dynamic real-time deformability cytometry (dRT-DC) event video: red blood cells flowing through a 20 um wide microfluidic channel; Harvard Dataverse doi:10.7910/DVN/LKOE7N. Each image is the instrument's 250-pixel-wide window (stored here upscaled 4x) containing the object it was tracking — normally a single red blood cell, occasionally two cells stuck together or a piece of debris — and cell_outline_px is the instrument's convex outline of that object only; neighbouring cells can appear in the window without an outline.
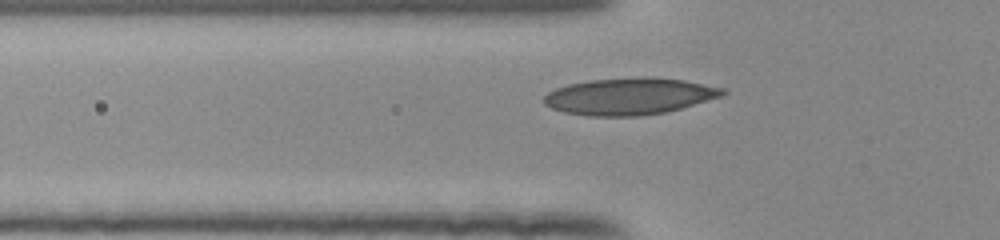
{"species": "human", "species_latin": "Homo sapiens", "temperature_condition": "room temperature", "stored_images_in_passage": 40, "camera_frame_rate_fps": 3000, "um_per_image_px": 0.085, "donor": {"sex": "female"}, "frame": {"image": 1, "passage_image": 8, "time_ms": 2.333, "image_size_px": [1000, 240], "cell_outline_px": [[728, 92], [720, 96], [680, 108], [664, 112], [640, 116], [588, 116], [564, 112], [552, 108], [544, 104], [544, 96], [548, 92], [556, 88], [568, 84], [592, 80], [684, 80], [728, 88]], "centroid_in_image_um": [53.47, 8.23], "position_along_channel_um": 72.3, "area_um2": 36.93}}
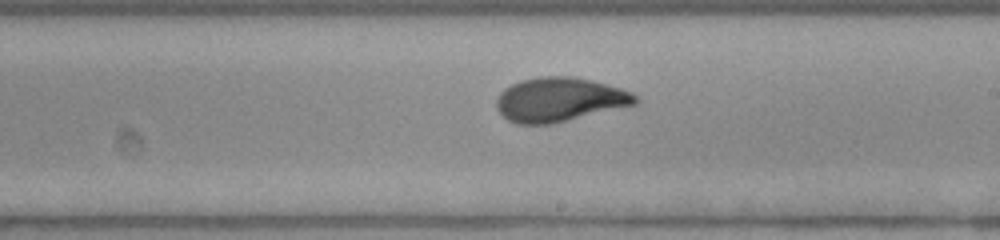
{"frame": {"image": 2, "passage_image": 21, "time_ms": 6.667, "image_size_px": [1000, 240], "cell_outline_px": [[640, 100], [636, 104], [552, 124], [516, 124], [508, 120], [496, 108], [496, 100], [500, 92], [504, 88], [520, 80], [540, 76], [572, 76], [592, 80], [620, 88], [632, 92], [640, 96]], "centroid_in_image_um": [47.56, 8.46], "position_along_channel_um": 241.4, "area_um2": 35.89}}
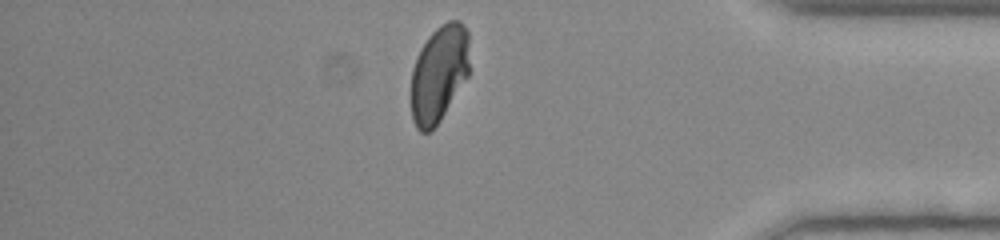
{"frame": {"image": 3, "passage_image": 35, "time_ms": 11.333, "image_size_px": [1000, 240], "cell_outline_px": [[468, 76], [440, 120], [428, 132], [420, 132], [416, 128], [412, 120], [412, 68], [416, 56], [420, 48], [428, 36], [440, 24], [448, 20], [460, 20], [464, 24], [468, 32]], "centroid_in_image_um": [37.31, 6.22], "position_along_channel_um": 397.9, "area_um2": 32.95}}